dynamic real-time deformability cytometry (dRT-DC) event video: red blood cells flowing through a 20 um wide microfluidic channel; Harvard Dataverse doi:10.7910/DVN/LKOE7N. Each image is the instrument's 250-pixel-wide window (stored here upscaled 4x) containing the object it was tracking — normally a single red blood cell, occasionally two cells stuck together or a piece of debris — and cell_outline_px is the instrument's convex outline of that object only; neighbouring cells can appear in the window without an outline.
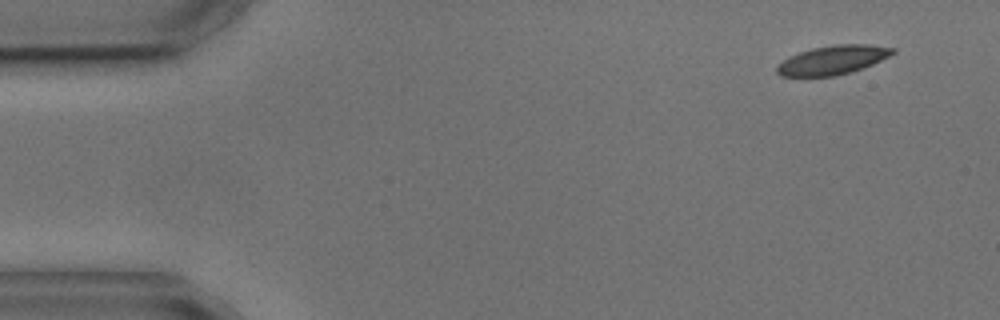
{"species": "common noctule bat (a hibernating species)", "species_latin": "Nyctalus noctula", "temperature_condition": "cold", "stored_images_in_passage": 4, "camera_frame_rate_fps": 3000, "um_per_image_px": 0.085, "animal": {"sex": "male", "body_mass_g": 17.9, "forearm_length_mm": 54.2}, "frame": {"image": 1, "passage_image": 1, "time_ms": 0.0, "image_size_px": [1000, 320], "cell_outline_px": [[896, 52], [872, 64], [848, 72], [832, 76], [780, 76], [776, 72], [776, 68], [788, 56], [812, 48], [832, 44], [868, 44], [896, 48]], "centroid_in_image_um": [70.77, 5.08], "position_along_channel_um": 14.2, "area_um2": 19.31}}